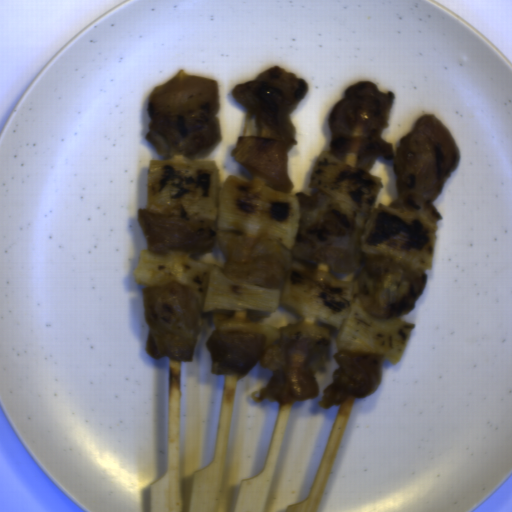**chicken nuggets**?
<instances>
[{
    "label": "chicken nuggets",
    "mask_w": 512,
    "mask_h": 512,
    "mask_svg": "<svg viewBox=\"0 0 512 512\" xmlns=\"http://www.w3.org/2000/svg\"><path fill=\"white\" fill-rule=\"evenodd\" d=\"M299 224L289 250L271 237H249L220 228L206 218L137 209V223L148 248L163 254L178 249L194 255L218 244L229 280L283 291L291 262L325 271L336 279L355 280L356 296L372 317H402L413 311L424 292L426 270H411L405 257L366 253L361 240L365 214L344 200L321 192L298 195Z\"/></svg>",
    "instance_id": "1"
},
{
    "label": "chicken nuggets",
    "mask_w": 512,
    "mask_h": 512,
    "mask_svg": "<svg viewBox=\"0 0 512 512\" xmlns=\"http://www.w3.org/2000/svg\"><path fill=\"white\" fill-rule=\"evenodd\" d=\"M394 99L391 90L381 92L373 82L346 87L328 121L330 152L354 154L358 168L368 173L376 155L392 159L397 198L388 208L441 220L434 202L461 162L459 146L444 122L427 114L414 121L393 155V145L382 133L389 127Z\"/></svg>",
    "instance_id": "2"
},
{
    "label": "chicken nuggets",
    "mask_w": 512,
    "mask_h": 512,
    "mask_svg": "<svg viewBox=\"0 0 512 512\" xmlns=\"http://www.w3.org/2000/svg\"><path fill=\"white\" fill-rule=\"evenodd\" d=\"M212 321L216 331L205 343L211 374H237L241 379L258 361L272 376L260 396L254 391L252 399L290 404L319 395L315 374L326 369L331 344L325 327L299 322L263 326L214 312Z\"/></svg>",
    "instance_id": "3"
},
{
    "label": "chicken nuggets",
    "mask_w": 512,
    "mask_h": 512,
    "mask_svg": "<svg viewBox=\"0 0 512 512\" xmlns=\"http://www.w3.org/2000/svg\"><path fill=\"white\" fill-rule=\"evenodd\" d=\"M308 89L306 80L275 65L232 89L246 114L230 154L248 168L252 182L288 195L294 189L288 154L297 143V130L290 113Z\"/></svg>",
    "instance_id": "4"
},
{
    "label": "chicken nuggets",
    "mask_w": 512,
    "mask_h": 512,
    "mask_svg": "<svg viewBox=\"0 0 512 512\" xmlns=\"http://www.w3.org/2000/svg\"><path fill=\"white\" fill-rule=\"evenodd\" d=\"M218 81L180 71L163 84L153 86L145 137L158 154H193L223 140Z\"/></svg>",
    "instance_id": "5"
},
{
    "label": "chicken nuggets",
    "mask_w": 512,
    "mask_h": 512,
    "mask_svg": "<svg viewBox=\"0 0 512 512\" xmlns=\"http://www.w3.org/2000/svg\"><path fill=\"white\" fill-rule=\"evenodd\" d=\"M143 313L148 327L145 351L153 360L169 356L193 361L200 338L204 300L176 281L143 289Z\"/></svg>",
    "instance_id": "6"
},
{
    "label": "chicken nuggets",
    "mask_w": 512,
    "mask_h": 512,
    "mask_svg": "<svg viewBox=\"0 0 512 512\" xmlns=\"http://www.w3.org/2000/svg\"><path fill=\"white\" fill-rule=\"evenodd\" d=\"M382 354L339 349L333 358L338 368L332 373V384L323 391L319 407L325 409L343 403L348 396L362 398L377 390L383 375Z\"/></svg>",
    "instance_id": "7"
}]
</instances>
